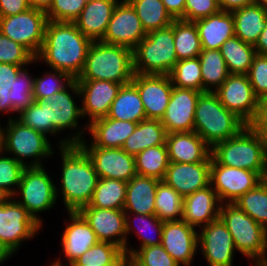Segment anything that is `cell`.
<instances>
[{"mask_svg":"<svg viewBox=\"0 0 267 266\" xmlns=\"http://www.w3.org/2000/svg\"><path fill=\"white\" fill-rule=\"evenodd\" d=\"M16 119L46 136L59 134L52 122H48V104L41 99H34V102L27 109L21 111Z\"/></svg>","mask_w":267,"mask_h":266,"instance_id":"obj_46","label":"cell"},{"mask_svg":"<svg viewBox=\"0 0 267 266\" xmlns=\"http://www.w3.org/2000/svg\"><path fill=\"white\" fill-rule=\"evenodd\" d=\"M88 0H53L50 8L45 12L48 20L54 22H70L78 18Z\"/></svg>","mask_w":267,"mask_h":266,"instance_id":"obj_51","label":"cell"},{"mask_svg":"<svg viewBox=\"0 0 267 266\" xmlns=\"http://www.w3.org/2000/svg\"><path fill=\"white\" fill-rule=\"evenodd\" d=\"M50 266H59L53 263V261L51 262Z\"/></svg>","mask_w":267,"mask_h":266,"instance_id":"obj_67","label":"cell"},{"mask_svg":"<svg viewBox=\"0 0 267 266\" xmlns=\"http://www.w3.org/2000/svg\"><path fill=\"white\" fill-rule=\"evenodd\" d=\"M256 54L267 55V22L254 45Z\"/></svg>","mask_w":267,"mask_h":266,"instance_id":"obj_58","label":"cell"},{"mask_svg":"<svg viewBox=\"0 0 267 266\" xmlns=\"http://www.w3.org/2000/svg\"><path fill=\"white\" fill-rule=\"evenodd\" d=\"M3 152V127L0 125V153Z\"/></svg>","mask_w":267,"mask_h":266,"instance_id":"obj_62","label":"cell"},{"mask_svg":"<svg viewBox=\"0 0 267 266\" xmlns=\"http://www.w3.org/2000/svg\"><path fill=\"white\" fill-rule=\"evenodd\" d=\"M131 83L138 89L146 118L161 120L173 89L169 75L134 73Z\"/></svg>","mask_w":267,"mask_h":266,"instance_id":"obj_21","label":"cell"},{"mask_svg":"<svg viewBox=\"0 0 267 266\" xmlns=\"http://www.w3.org/2000/svg\"><path fill=\"white\" fill-rule=\"evenodd\" d=\"M252 126L260 133L267 144V102L261 104L259 116Z\"/></svg>","mask_w":267,"mask_h":266,"instance_id":"obj_56","label":"cell"},{"mask_svg":"<svg viewBox=\"0 0 267 266\" xmlns=\"http://www.w3.org/2000/svg\"><path fill=\"white\" fill-rule=\"evenodd\" d=\"M29 8L27 0H0V17L16 15Z\"/></svg>","mask_w":267,"mask_h":266,"instance_id":"obj_54","label":"cell"},{"mask_svg":"<svg viewBox=\"0 0 267 266\" xmlns=\"http://www.w3.org/2000/svg\"><path fill=\"white\" fill-rule=\"evenodd\" d=\"M195 25L201 41L202 49H220L222 44L235 36L232 12L220 10L206 18L196 20Z\"/></svg>","mask_w":267,"mask_h":266,"instance_id":"obj_30","label":"cell"},{"mask_svg":"<svg viewBox=\"0 0 267 266\" xmlns=\"http://www.w3.org/2000/svg\"><path fill=\"white\" fill-rule=\"evenodd\" d=\"M211 155L221 165L251 170L262 176L267 168V144L252 125H247L238 135L217 143Z\"/></svg>","mask_w":267,"mask_h":266,"instance_id":"obj_5","label":"cell"},{"mask_svg":"<svg viewBox=\"0 0 267 266\" xmlns=\"http://www.w3.org/2000/svg\"><path fill=\"white\" fill-rule=\"evenodd\" d=\"M160 180L136 174L127 182L126 214H155V197Z\"/></svg>","mask_w":267,"mask_h":266,"instance_id":"obj_31","label":"cell"},{"mask_svg":"<svg viewBox=\"0 0 267 266\" xmlns=\"http://www.w3.org/2000/svg\"><path fill=\"white\" fill-rule=\"evenodd\" d=\"M262 266H267V260H266V262Z\"/></svg>","mask_w":267,"mask_h":266,"instance_id":"obj_68","label":"cell"},{"mask_svg":"<svg viewBox=\"0 0 267 266\" xmlns=\"http://www.w3.org/2000/svg\"><path fill=\"white\" fill-rule=\"evenodd\" d=\"M230 74L247 75L256 51L254 45L243 42L237 36L227 39L220 47Z\"/></svg>","mask_w":267,"mask_h":266,"instance_id":"obj_36","label":"cell"},{"mask_svg":"<svg viewBox=\"0 0 267 266\" xmlns=\"http://www.w3.org/2000/svg\"><path fill=\"white\" fill-rule=\"evenodd\" d=\"M79 86L83 118H88L87 125L104 118L110 111L122 84L106 80H76Z\"/></svg>","mask_w":267,"mask_h":266,"instance_id":"obj_22","label":"cell"},{"mask_svg":"<svg viewBox=\"0 0 267 266\" xmlns=\"http://www.w3.org/2000/svg\"><path fill=\"white\" fill-rule=\"evenodd\" d=\"M184 197L160 180L156 189L155 215L163 222L182 220Z\"/></svg>","mask_w":267,"mask_h":266,"instance_id":"obj_42","label":"cell"},{"mask_svg":"<svg viewBox=\"0 0 267 266\" xmlns=\"http://www.w3.org/2000/svg\"><path fill=\"white\" fill-rule=\"evenodd\" d=\"M138 123L108 118L97 119L88 125L90 142L96 147L122 148Z\"/></svg>","mask_w":267,"mask_h":266,"instance_id":"obj_29","label":"cell"},{"mask_svg":"<svg viewBox=\"0 0 267 266\" xmlns=\"http://www.w3.org/2000/svg\"><path fill=\"white\" fill-rule=\"evenodd\" d=\"M235 36L255 45L267 22V8L254 2L232 12Z\"/></svg>","mask_w":267,"mask_h":266,"instance_id":"obj_32","label":"cell"},{"mask_svg":"<svg viewBox=\"0 0 267 266\" xmlns=\"http://www.w3.org/2000/svg\"><path fill=\"white\" fill-rule=\"evenodd\" d=\"M58 149L62 160V174L60 188L56 185V197L62 196L67 212H78L90 204L99 176L87 153L78 144Z\"/></svg>","mask_w":267,"mask_h":266,"instance_id":"obj_2","label":"cell"},{"mask_svg":"<svg viewBox=\"0 0 267 266\" xmlns=\"http://www.w3.org/2000/svg\"><path fill=\"white\" fill-rule=\"evenodd\" d=\"M72 95H74V97ZM77 96L80 98L79 86L75 79L64 90L42 99V101L48 104V122H52L53 127L59 133L61 131L66 132V129H69L72 132L71 134L69 133L68 136L65 135L63 139L61 138L59 143L56 144L57 147L79 144L85 139L84 133L88 132V125L86 123L85 126H83V129L85 130H80L81 126L78 124L79 120L83 119V115L81 106H78L75 103V97L77 98Z\"/></svg>","mask_w":267,"mask_h":266,"instance_id":"obj_9","label":"cell"},{"mask_svg":"<svg viewBox=\"0 0 267 266\" xmlns=\"http://www.w3.org/2000/svg\"><path fill=\"white\" fill-rule=\"evenodd\" d=\"M42 226L12 197L0 207V241L14 256L22 242L34 239Z\"/></svg>","mask_w":267,"mask_h":266,"instance_id":"obj_13","label":"cell"},{"mask_svg":"<svg viewBox=\"0 0 267 266\" xmlns=\"http://www.w3.org/2000/svg\"><path fill=\"white\" fill-rule=\"evenodd\" d=\"M201 230V231H200ZM198 230V249L208 266H234L236 254L231 233L223 221L218 218Z\"/></svg>","mask_w":267,"mask_h":266,"instance_id":"obj_17","label":"cell"},{"mask_svg":"<svg viewBox=\"0 0 267 266\" xmlns=\"http://www.w3.org/2000/svg\"><path fill=\"white\" fill-rule=\"evenodd\" d=\"M134 158L138 175L163 180L170 163L166 144L149 147Z\"/></svg>","mask_w":267,"mask_h":266,"instance_id":"obj_38","label":"cell"},{"mask_svg":"<svg viewBox=\"0 0 267 266\" xmlns=\"http://www.w3.org/2000/svg\"><path fill=\"white\" fill-rule=\"evenodd\" d=\"M202 92L174 87L161 123L167 134L192 132L198 98Z\"/></svg>","mask_w":267,"mask_h":266,"instance_id":"obj_24","label":"cell"},{"mask_svg":"<svg viewBox=\"0 0 267 266\" xmlns=\"http://www.w3.org/2000/svg\"><path fill=\"white\" fill-rule=\"evenodd\" d=\"M35 62V56L27 48L0 33V63L27 68Z\"/></svg>","mask_w":267,"mask_h":266,"instance_id":"obj_49","label":"cell"},{"mask_svg":"<svg viewBox=\"0 0 267 266\" xmlns=\"http://www.w3.org/2000/svg\"><path fill=\"white\" fill-rule=\"evenodd\" d=\"M139 17L128 0H119L101 42L134 49L146 37Z\"/></svg>","mask_w":267,"mask_h":266,"instance_id":"obj_18","label":"cell"},{"mask_svg":"<svg viewBox=\"0 0 267 266\" xmlns=\"http://www.w3.org/2000/svg\"><path fill=\"white\" fill-rule=\"evenodd\" d=\"M169 77L174 87L203 92L199 57L178 60Z\"/></svg>","mask_w":267,"mask_h":266,"instance_id":"obj_44","label":"cell"},{"mask_svg":"<svg viewBox=\"0 0 267 266\" xmlns=\"http://www.w3.org/2000/svg\"><path fill=\"white\" fill-rule=\"evenodd\" d=\"M255 96L267 102V55L256 54L247 73Z\"/></svg>","mask_w":267,"mask_h":266,"instance_id":"obj_52","label":"cell"},{"mask_svg":"<svg viewBox=\"0 0 267 266\" xmlns=\"http://www.w3.org/2000/svg\"><path fill=\"white\" fill-rule=\"evenodd\" d=\"M247 124L229 111L215 92H202L198 98L194 117L197 134L213 148L217 143L238 135Z\"/></svg>","mask_w":267,"mask_h":266,"instance_id":"obj_4","label":"cell"},{"mask_svg":"<svg viewBox=\"0 0 267 266\" xmlns=\"http://www.w3.org/2000/svg\"><path fill=\"white\" fill-rule=\"evenodd\" d=\"M214 92L220 103L247 125H253L256 122L262 103L255 96L247 75L230 74Z\"/></svg>","mask_w":267,"mask_h":266,"instance_id":"obj_14","label":"cell"},{"mask_svg":"<svg viewBox=\"0 0 267 266\" xmlns=\"http://www.w3.org/2000/svg\"><path fill=\"white\" fill-rule=\"evenodd\" d=\"M234 204L267 230V185L263 181Z\"/></svg>","mask_w":267,"mask_h":266,"instance_id":"obj_45","label":"cell"},{"mask_svg":"<svg viewBox=\"0 0 267 266\" xmlns=\"http://www.w3.org/2000/svg\"><path fill=\"white\" fill-rule=\"evenodd\" d=\"M177 61L173 23L148 32L133 49V70L136 74L169 75Z\"/></svg>","mask_w":267,"mask_h":266,"instance_id":"obj_7","label":"cell"},{"mask_svg":"<svg viewBox=\"0 0 267 266\" xmlns=\"http://www.w3.org/2000/svg\"><path fill=\"white\" fill-rule=\"evenodd\" d=\"M263 182L267 185V168H266L265 174L263 176Z\"/></svg>","mask_w":267,"mask_h":266,"instance_id":"obj_66","label":"cell"},{"mask_svg":"<svg viewBox=\"0 0 267 266\" xmlns=\"http://www.w3.org/2000/svg\"><path fill=\"white\" fill-rule=\"evenodd\" d=\"M30 7L46 12L53 3V0H27Z\"/></svg>","mask_w":267,"mask_h":266,"instance_id":"obj_59","label":"cell"},{"mask_svg":"<svg viewBox=\"0 0 267 266\" xmlns=\"http://www.w3.org/2000/svg\"><path fill=\"white\" fill-rule=\"evenodd\" d=\"M127 182L99 178L90 206L101 209H123L126 201Z\"/></svg>","mask_w":267,"mask_h":266,"instance_id":"obj_39","label":"cell"},{"mask_svg":"<svg viewBox=\"0 0 267 266\" xmlns=\"http://www.w3.org/2000/svg\"><path fill=\"white\" fill-rule=\"evenodd\" d=\"M134 76L133 50L93 41L89 46L85 66L76 80H106L126 85Z\"/></svg>","mask_w":267,"mask_h":266,"instance_id":"obj_3","label":"cell"},{"mask_svg":"<svg viewBox=\"0 0 267 266\" xmlns=\"http://www.w3.org/2000/svg\"><path fill=\"white\" fill-rule=\"evenodd\" d=\"M69 219L65 224L66 227L60 237V246L64 257H66V263L62 262L60 257L53 263L59 266H70L76 259L83 255L90 247L94 246L99 242L96 234L83 218L79 212H68ZM68 260V261H67ZM65 264V265H64Z\"/></svg>","mask_w":267,"mask_h":266,"instance_id":"obj_23","label":"cell"},{"mask_svg":"<svg viewBox=\"0 0 267 266\" xmlns=\"http://www.w3.org/2000/svg\"><path fill=\"white\" fill-rule=\"evenodd\" d=\"M259 5L263 6L264 8H267V0H254Z\"/></svg>","mask_w":267,"mask_h":266,"instance_id":"obj_63","label":"cell"},{"mask_svg":"<svg viewBox=\"0 0 267 266\" xmlns=\"http://www.w3.org/2000/svg\"><path fill=\"white\" fill-rule=\"evenodd\" d=\"M48 22L44 11L34 8L0 17V33L27 48L35 57L44 42Z\"/></svg>","mask_w":267,"mask_h":266,"instance_id":"obj_12","label":"cell"},{"mask_svg":"<svg viewBox=\"0 0 267 266\" xmlns=\"http://www.w3.org/2000/svg\"><path fill=\"white\" fill-rule=\"evenodd\" d=\"M133 266H140L132 257H125Z\"/></svg>","mask_w":267,"mask_h":266,"instance_id":"obj_64","label":"cell"},{"mask_svg":"<svg viewBox=\"0 0 267 266\" xmlns=\"http://www.w3.org/2000/svg\"><path fill=\"white\" fill-rule=\"evenodd\" d=\"M175 52L178 60L196 58L202 51L198 30L194 22L173 21Z\"/></svg>","mask_w":267,"mask_h":266,"instance_id":"obj_41","label":"cell"},{"mask_svg":"<svg viewBox=\"0 0 267 266\" xmlns=\"http://www.w3.org/2000/svg\"><path fill=\"white\" fill-rule=\"evenodd\" d=\"M203 92L216 91L230 75L220 50L202 49L199 54Z\"/></svg>","mask_w":267,"mask_h":266,"instance_id":"obj_35","label":"cell"},{"mask_svg":"<svg viewBox=\"0 0 267 266\" xmlns=\"http://www.w3.org/2000/svg\"><path fill=\"white\" fill-rule=\"evenodd\" d=\"M107 117L135 123L147 119L138 89L132 83L121 86Z\"/></svg>","mask_w":267,"mask_h":266,"instance_id":"obj_33","label":"cell"},{"mask_svg":"<svg viewBox=\"0 0 267 266\" xmlns=\"http://www.w3.org/2000/svg\"><path fill=\"white\" fill-rule=\"evenodd\" d=\"M125 257H132L140 266H180L160 245L125 247Z\"/></svg>","mask_w":267,"mask_h":266,"instance_id":"obj_48","label":"cell"},{"mask_svg":"<svg viewBox=\"0 0 267 266\" xmlns=\"http://www.w3.org/2000/svg\"><path fill=\"white\" fill-rule=\"evenodd\" d=\"M263 181L258 172L219 164L213 157L210 167V185L221 203H234L246 192Z\"/></svg>","mask_w":267,"mask_h":266,"instance_id":"obj_15","label":"cell"},{"mask_svg":"<svg viewBox=\"0 0 267 266\" xmlns=\"http://www.w3.org/2000/svg\"><path fill=\"white\" fill-rule=\"evenodd\" d=\"M10 198L11 196L0 188V207L3 206Z\"/></svg>","mask_w":267,"mask_h":266,"instance_id":"obj_61","label":"cell"},{"mask_svg":"<svg viewBox=\"0 0 267 266\" xmlns=\"http://www.w3.org/2000/svg\"><path fill=\"white\" fill-rule=\"evenodd\" d=\"M135 9L146 33L170 26L174 19L161 0H128Z\"/></svg>","mask_w":267,"mask_h":266,"instance_id":"obj_40","label":"cell"},{"mask_svg":"<svg viewBox=\"0 0 267 266\" xmlns=\"http://www.w3.org/2000/svg\"><path fill=\"white\" fill-rule=\"evenodd\" d=\"M211 162H170L162 181L183 197L210 185Z\"/></svg>","mask_w":267,"mask_h":266,"instance_id":"obj_25","label":"cell"},{"mask_svg":"<svg viewBox=\"0 0 267 266\" xmlns=\"http://www.w3.org/2000/svg\"><path fill=\"white\" fill-rule=\"evenodd\" d=\"M25 166L4 152L0 153V188L11 197L17 191Z\"/></svg>","mask_w":267,"mask_h":266,"instance_id":"obj_50","label":"cell"},{"mask_svg":"<svg viewBox=\"0 0 267 266\" xmlns=\"http://www.w3.org/2000/svg\"><path fill=\"white\" fill-rule=\"evenodd\" d=\"M87 142L85 137L78 145L87 153L99 178L128 182L137 174L134 155L128 154L122 148L96 147Z\"/></svg>","mask_w":267,"mask_h":266,"instance_id":"obj_16","label":"cell"},{"mask_svg":"<svg viewBox=\"0 0 267 266\" xmlns=\"http://www.w3.org/2000/svg\"><path fill=\"white\" fill-rule=\"evenodd\" d=\"M13 255L8 251V249L0 241V265H2L6 260H9Z\"/></svg>","mask_w":267,"mask_h":266,"instance_id":"obj_60","label":"cell"},{"mask_svg":"<svg viewBox=\"0 0 267 266\" xmlns=\"http://www.w3.org/2000/svg\"><path fill=\"white\" fill-rule=\"evenodd\" d=\"M92 41L74 23L48 20L44 42L35 57L51 69L67 72L74 79L81 74Z\"/></svg>","mask_w":267,"mask_h":266,"instance_id":"obj_1","label":"cell"},{"mask_svg":"<svg viewBox=\"0 0 267 266\" xmlns=\"http://www.w3.org/2000/svg\"><path fill=\"white\" fill-rule=\"evenodd\" d=\"M219 218L231 233L236 251L254 266H262L267 260V230L234 203H223Z\"/></svg>","mask_w":267,"mask_h":266,"instance_id":"obj_6","label":"cell"},{"mask_svg":"<svg viewBox=\"0 0 267 266\" xmlns=\"http://www.w3.org/2000/svg\"><path fill=\"white\" fill-rule=\"evenodd\" d=\"M219 11L217 0H186L184 21L195 22Z\"/></svg>","mask_w":267,"mask_h":266,"instance_id":"obj_53","label":"cell"},{"mask_svg":"<svg viewBox=\"0 0 267 266\" xmlns=\"http://www.w3.org/2000/svg\"><path fill=\"white\" fill-rule=\"evenodd\" d=\"M125 259L124 252L118 246L98 242L70 266H120Z\"/></svg>","mask_w":267,"mask_h":266,"instance_id":"obj_43","label":"cell"},{"mask_svg":"<svg viewBox=\"0 0 267 266\" xmlns=\"http://www.w3.org/2000/svg\"><path fill=\"white\" fill-rule=\"evenodd\" d=\"M49 138L41 132L22 124L16 116L9 117L3 127V152L26 166H44L43 160L54 155ZM30 161H26V159ZM33 158V160H32Z\"/></svg>","mask_w":267,"mask_h":266,"instance_id":"obj_8","label":"cell"},{"mask_svg":"<svg viewBox=\"0 0 267 266\" xmlns=\"http://www.w3.org/2000/svg\"><path fill=\"white\" fill-rule=\"evenodd\" d=\"M31 76L23 66L0 63V113L19 114L34 102Z\"/></svg>","mask_w":267,"mask_h":266,"instance_id":"obj_11","label":"cell"},{"mask_svg":"<svg viewBox=\"0 0 267 266\" xmlns=\"http://www.w3.org/2000/svg\"><path fill=\"white\" fill-rule=\"evenodd\" d=\"M120 266H133L127 259H125Z\"/></svg>","mask_w":267,"mask_h":266,"instance_id":"obj_65","label":"cell"},{"mask_svg":"<svg viewBox=\"0 0 267 266\" xmlns=\"http://www.w3.org/2000/svg\"><path fill=\"white\" fill-rule=\"evenodd\" d=\"M53 71V72H52ZM52 72V73H51ZM43 76L34 77L33 99H43L67 88L75 79L67 72L51 69Z\"/></svg>","mask_w":267,"mask_h":266,"instance_id":"obj_47","label":"cell"},{"mask_svg":"<svg viewBox=\"0 0 267 266\" xmlns=\"http://www.w3.org/2000/svg\"><path fill=\"white\" fill-rule=\"evenodd\" d=\"M118 2L119 0H88L74 24L92 42L101 41Z\"/></svg>","mask_w":267,"mask_h":266,"instance_id":"obj_28","label":"cell"},{"mask_svg":"<svg viewBox=\"0 0 267 266\" xmlns=\"http://www.w3.org/2000/svg\"><path fill=\"white\" fill-rule=\"evenodd\" d=\"M174 20H184L186 0H161Z\"/></svg>","mask_w":267,"mask_h":266,"instance_id":"obj_55","label":"cell"},{"mask_svg":"<svg viewBox=\"0 0 267 266\" xmlns=\"http://www.w3.org/2000/svg\"><path fill=\"white\" fill-rule=\"evenodd\" d=\"M130 216L131 217L135 216V217H133L132 218L133 220H132ZM135 219L138 222H136V224L132 225L133 223H135V221H136ZM125 223H126V247H129V245H130L128 243L129 237L127 238V236H129L131 233L135 234V232H136L135 237L138 236L137 239L141 240V242H140L141 244H140L139 248L155 246V245L161 244V242H162V228H163L164 222L161 221L155 214H153V215L126 214V222ZM150 231L153 232L157 236V238L152 237V235L148 234Z\"/></svg>","mask_w":267,"mask_h":266,"instance_id":"obj_37","label":"cell"},{"mask_svg":"<svg viewBox=\"0 0 267 266\" xmlns=\"http://www.w3.org/2000/svg\"><path fill=\"white\" fill-rule=\"evenodd\" d=\"M198 230L184 220L164 222L161 245L180 266H191L198 250Z\"/></svg>","mask_w":267,"mask_h":266,"instance_id":"obj_20","label":"cell"},{"mask_svg":"<svg viewBox=\"0 0 267 266\" xmlns=\"http://www.w3.org/2000/svg\"><path fill=\"white\" fill-rule=\"evenodd\" d=\"M78 212L88 222L99 242L114 244L125 255L126 213L123 209H101L86 205Z\"/></svg>","mask_w":267,"mask_h":266,"instance_id":"obj_19","label":"cell"},{"mask_svg":"<svg viewBox=\"0 0 267 266\" xmlns=\"http://www.w3.org/2000/svg\"><path fill=\"white\" fill-rule=\"evenodd\" d=\"M220 10L233 12L254 3V0H217Z\"/></svg>","mask_w":267,"mask_h":266,"instance_id":"obj_57","label":"cell"},{"mask_svg":"<svg viewBox=\"0 0 267 266\" xmlns=\"http://www.w3.org/2000/svg\"><path fill=\"white\" fill-rule=\"evenodd\" d=\"M169 162L198 163L212 161V148L195 131L166 135Z\"/></svg>","mask_w":267,"mask_h":266,"instance_id":"obj_26","label":"cell"},{"mask_svg":"<svg viewBox=\"0 0 267 266\" xmlns=\"http://www.w3.org/2000/svg\"><path fill=\"white\" fill-rule=\"evenodd\" d=\"M166 135L161 120L146 119L137 124L134 132L126 139L122 149L135 156L149 147L166 144Z\"/></svg>","mask_w":267,"mask_h":266,"instance_id":"obj_34","label":"cell"},{"mask_svg":"<svg viewBox=\"0 0 267 266\" xmlns=\"http://www.w3.org/2000/svg\"><path fill=\"white\" fill-rule=\"evenodd\" d=\"M45 166H26L22 172L17 191L13 199L21 204L28 213L43 227V219L38 215L55 207L59 199L56 197V184L49 176ZM20 195V197H19ZM19 197L15 199V197Z\"/></svg>","mask_w":267,"mask_h":266,"instance_id":"obj_10","label":"cell"},{"mask_svg":"<svg viewBox=\"0 0 267 266\" xmlns=\"http://www.w3.org/2000/svg\"><path fill=\"white\" fill-rule=\"evenodd\" d=\"M222 203L211 185L184 197L182 220L202 227L219 218Z\"/></svg>","mask_w":267,"mask_h":266,"instance_id":"obj_27","label":"cell"}]
</instances>
